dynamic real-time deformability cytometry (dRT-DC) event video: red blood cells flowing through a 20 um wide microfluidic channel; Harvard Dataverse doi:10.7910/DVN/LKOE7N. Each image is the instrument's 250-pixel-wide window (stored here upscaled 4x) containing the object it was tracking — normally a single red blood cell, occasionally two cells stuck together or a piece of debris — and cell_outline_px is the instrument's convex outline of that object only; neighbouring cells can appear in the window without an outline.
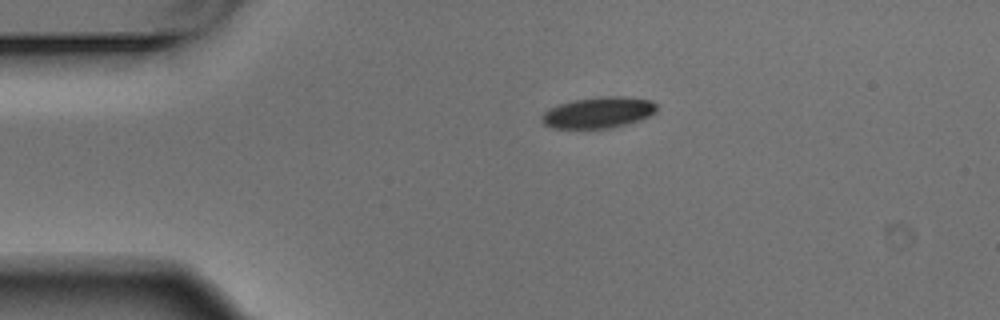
{"species": "Egyptian fruit bat (a non-hibernating species)", "species_latin": "Rousettus aegyptiacus", "temperature_condition": "warm", "stored_images_in_passage": 2, "camera_frame_rate_fps": 3000, "um_per_image_px": 0.085, "animal": {"sex": "male"}, "frame": {"image": 1, "passage_image": 1, "time_ms": 0.0, "image_size_px": [1000, 320], "cell_outline_px": [[656, 112], [652, 116], [640, 120], [612, 128], [552, 128], [544, 124], [540, 120], [540, 116], [548, 108], [572, 100], [600, 96], [624, 96], [652, 100], [656, 104]], "centroid_in_image_um": [50.87, 9.56], "position_along_channel_um": 34.1, "area_um2": 21.15}}